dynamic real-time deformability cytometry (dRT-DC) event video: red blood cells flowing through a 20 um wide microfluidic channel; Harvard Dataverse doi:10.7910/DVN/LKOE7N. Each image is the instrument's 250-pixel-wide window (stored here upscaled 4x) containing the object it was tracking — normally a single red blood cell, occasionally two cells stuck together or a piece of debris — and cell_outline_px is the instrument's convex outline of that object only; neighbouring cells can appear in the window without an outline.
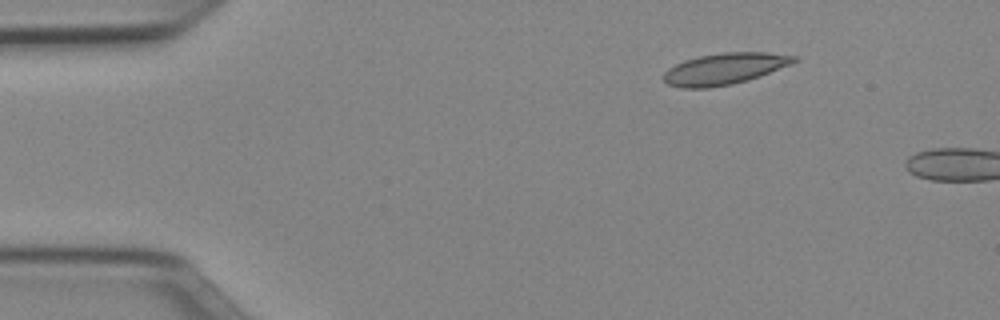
{"species": "Egyptian fruit bat (a non-hibernating species)", "species_latin": "Rousettus aegyptiacus", "temperature_condition": "cold", "stored_images_in_passage": 3, "camera_frame_rate_fps": 3000, "um_per_image_px": 0.085, "animal": {"sex": "female"}, "frame": {"image": 1, "passage_image": 1, "time_ms": 0.0, "image_size_px": [1000, 320], "cell_outline_px": [[800, 60], [792, 64], [760, 76], [748, 80], [732, 84], [708, 88], [680, 88], [668, 84], [664, 80], [664, 72], [668, 68], [684, 60], [700, 56], [724, 52], [768, 52], [796, 56]], "centroid_in_image_um": [61.61, 5.84], "position_along_channel_um": 23.4, "area_um2": 23.93}}